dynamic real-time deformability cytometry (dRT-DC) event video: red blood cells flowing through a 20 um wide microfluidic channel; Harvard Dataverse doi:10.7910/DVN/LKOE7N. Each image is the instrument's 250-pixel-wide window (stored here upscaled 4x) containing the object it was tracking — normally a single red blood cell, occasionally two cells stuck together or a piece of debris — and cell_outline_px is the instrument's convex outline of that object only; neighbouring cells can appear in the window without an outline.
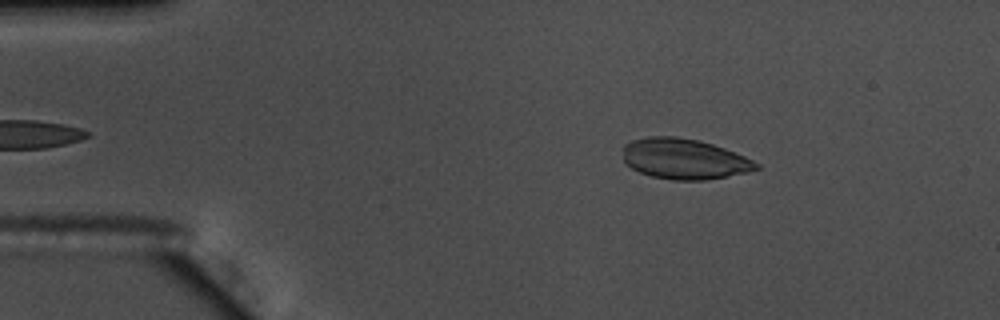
{"species": "common noctule bat (a hibernating species)", "species_latin": "Nyctalus noctula", "temperature_condition": "warm", "stored_images_in_passage": 21, "camera_frame_rate_fps": 3000, "um_per_image_px": 0.085, "animal": {"sex": "male", "body_mass_g": 17.5, "forearm_length_mm": 52.3}, "frame": {"image": 1, "passage_image": 5, "time_ms": 1.333, "image_size_px": [1000, 320], "cell_outline_px": [[760, 168], [744, 172], [704, 180], [672, 180], [652, 176], [640, 172], [624, 164], [624, 144], [632, 140], [648, 136], [676, 136], [700, 140], [724, 148], [744, 156], [760, 164]], "centroid_in_image_um": [58.12, 13.49], "position_along_channel_um": 26.9, "area_um2": 31.33}}
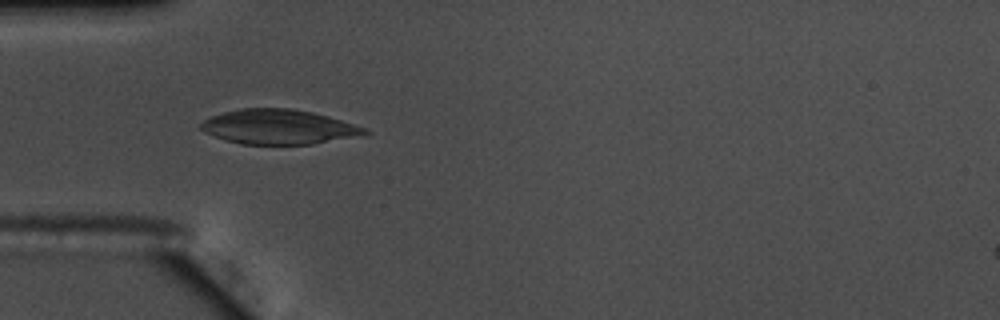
{"frame": {"image": 2, "passage_image": 13, "time_ms": 4.0, "image_size_px": [1000, 320], "cell_outline_px": [[372, 132], [364, 136], [312, 144], [240, 144], [204, 132], [200, 128], [200, 124], [204, 120], [212, 116], [224, 112], [240, 108], [292, 108], [312, 112], [328, 116], [364, 128]], "centroid_in_image_um": [23.72, 10.79], "position_along_channel_um": 61.3, "area_um2": 33.06}}
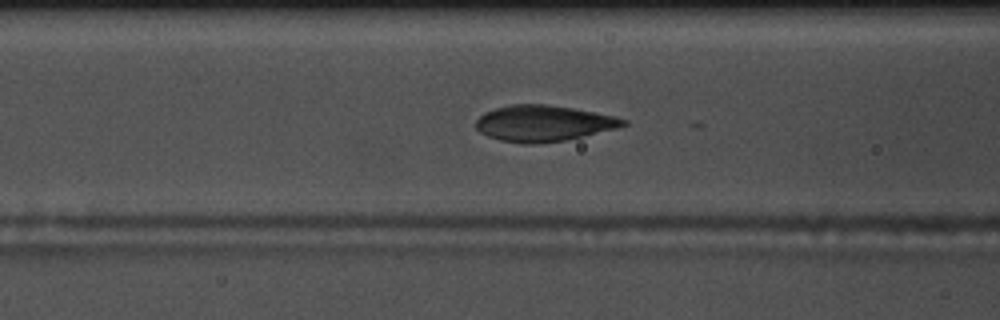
{"frame": {"image": 3, "passage_image": 18, "time_ms": 5.667, "image_size_px": [1000, 320], "cell_outline_px": [[628, 124], [616, 128], [564, 140], [532, 144], [520, 144], [500, 140], [488, 136], [480, 132], [476, 128], [476, 120], [484, 112], [496, 108], [512, 104], [548, 104], [572, 108], [612, 116], [628, 120]], "centroid_in_image_um": [46.14, 10.48], "position_along_channel_um": 120.5, "area_um2": 30.63}}